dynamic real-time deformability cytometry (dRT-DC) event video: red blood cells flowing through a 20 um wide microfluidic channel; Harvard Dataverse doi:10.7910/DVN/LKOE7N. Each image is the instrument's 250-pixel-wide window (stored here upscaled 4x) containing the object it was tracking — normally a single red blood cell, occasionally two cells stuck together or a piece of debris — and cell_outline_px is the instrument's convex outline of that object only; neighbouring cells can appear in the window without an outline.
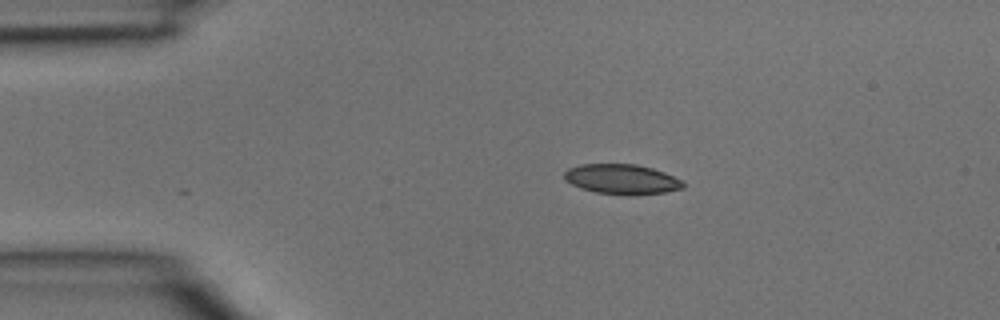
{"species": "common noctule bat (a hibernating species)", "species_latin": "Nyctalus noctula", "temperature_condition": "room temperature", "stored_images_in_passage": 2, "camera_frame_rate_fps": 3000, "um_per_image_px": 0.085, "animal": {"sex": "male", "body_mass_g": 15.6}, "frame": {"image": 1, "passage_image": 1, "time_ms": 0.0, "image_size_px": [1000, 320], "cell_outline_px": [[684, 188], [664, 192], [596, 192], [580, 188], [564, 180], [564, 172], [568, 168], [580, 164], [636, 164], [652, 168], [664, 172], [680, 180], [684, 184]], "centroid_in_image_um": [52.79, 15.18], "position_along_channel_um": 32.2, "area_um2": 19.83}}